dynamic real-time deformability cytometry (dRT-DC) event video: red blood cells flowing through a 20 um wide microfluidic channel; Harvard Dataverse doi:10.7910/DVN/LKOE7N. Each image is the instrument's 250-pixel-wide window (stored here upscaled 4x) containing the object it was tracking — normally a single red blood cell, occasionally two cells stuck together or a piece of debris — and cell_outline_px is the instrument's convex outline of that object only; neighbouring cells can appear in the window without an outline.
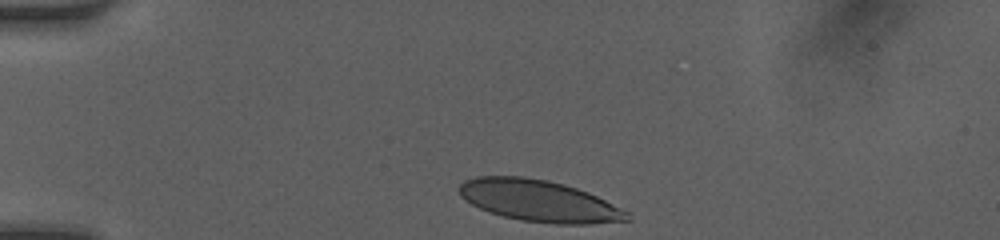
{"species": "human", "species_latin": "Homo sapiens", "temperature_condition": "room temperature", "stored_images_in_passage": 30, "camera_frame_rate_fps": 3000, "um_per_image_px": 0.085, "donor": {"sex": "female"}, "frame": {"image": 1, "passage_image": 1, "time_ms": 0.0, "image_size_px": [1000, 240], "cell_outline_px": [[632, 220], [588, 224], [556, 224], [520, 220], [488, 212], [464, 200], [460, 196], [460, 184], [464, 180], [476, 176], [524, 176], [548, 180], [564, 184], [588, 192], [628, 212]], "centroid_in_image_um": [45.79, 17.07], "position_along_channel_um": 39.2, "area_um2": 40.63}}
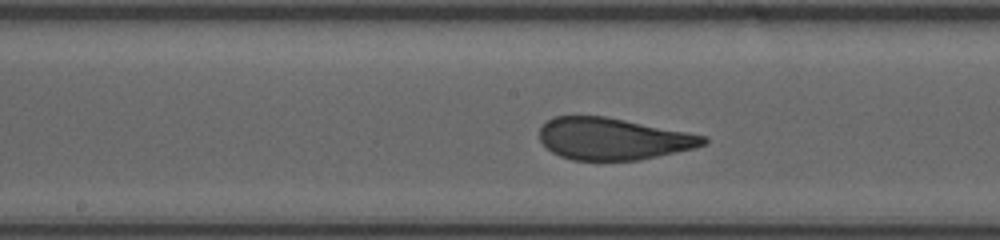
{"frame": {"image": 2, "passage_image": 16, "time_ms": 5.0, "image_size_px": [1000, 240], "cell_outline_px": [[708, 144], [676, 152], [640, 160], [572, 160], [560, 156], [552, 152], [540, 140], [540, 128], [544, 120], [556, 116], [604, 116], [688, 132], [708, 136]], "centroid_in_image_um": [52.1, 11.8], "position_along_channel_um": 196.1, "area_um2": 40.0}}
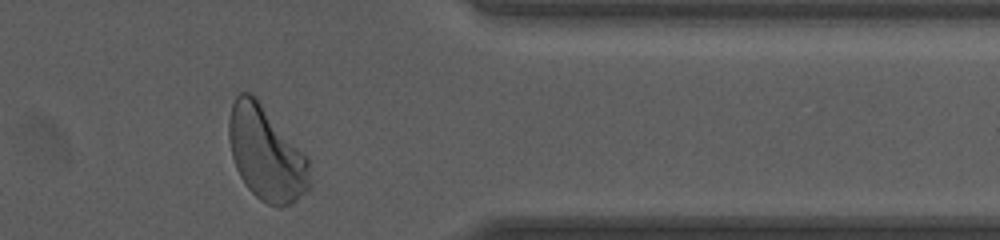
{"frame": {"image": 3, "passage_image": 30, "time_ms": 10.0, "image_size_px": [1000, 240], "cell_outline_px": [[312, 188], [292, 204], [280, 208], [276, 208], [260, 200], [244, 184], [236, 168], [232, 156], [228, 140], [228, 120], [232, 104], [236, 96], [240, 92], [248, 92], [256, 96], [308, 156], [312, 184]], "centroid_in_image_um": [22.66, 13.07], "position_along_channel_um": 388.7, "area_um2": 45.26}, "authors_computed_cell_mechanics": {"area_um2": 40.6334, "velocity_mm_per_s": 4.0756, "shape_relaxation_time_tau1_ms": 3.0548, "shape_relaxation_time_tau2_ms": null, "deformation_change_tau1": 0.1482, "deformation_change_tau2": null}}